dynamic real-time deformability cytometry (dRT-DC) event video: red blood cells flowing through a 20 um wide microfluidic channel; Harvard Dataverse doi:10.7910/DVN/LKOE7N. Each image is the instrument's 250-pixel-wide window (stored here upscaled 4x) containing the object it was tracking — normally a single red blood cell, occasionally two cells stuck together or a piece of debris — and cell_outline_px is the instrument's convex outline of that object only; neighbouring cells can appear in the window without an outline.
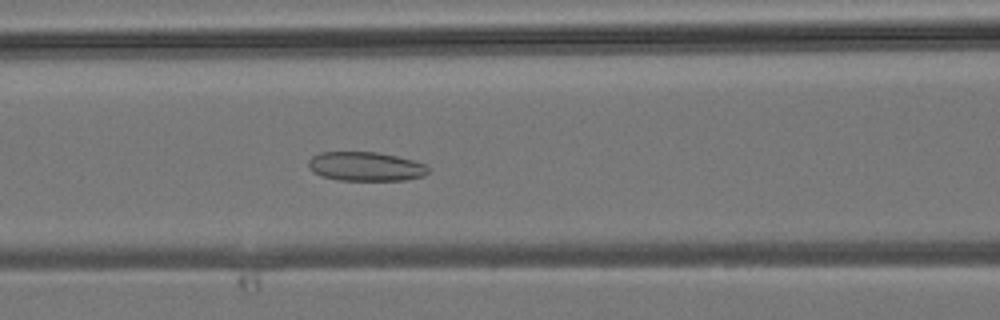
{"species": "common noctule bat (a hibernating species)", "species_latin": "Nyctalus noctula", "temperature_condition": "room temperature", "stored_images_in_passage": 37, "camera_frame_rate_fps": 3000, "um_per_image_px": 0.085, "animal": {"sex": "male", "body_mass_g": 19.2, "forearm_length_mm": 51.8}, "frame": {"image": 1, "passage_image": 18, "time_ms": 5.667, "image_size_px": [1000, 320], "cell_outline_px": [[432, 168], [424, 176], [404, 180], [340, 180], [324, 176], [312, 172], [308, 164], [308, 160], [312, 156], [320, 152], [376, 152], [396, 156], [412, 160], [424, 164]], "centroid_in_image_um": [31.09, 14.15], "position_along_channel_um": 135.5, "area_um2": 20.29}}
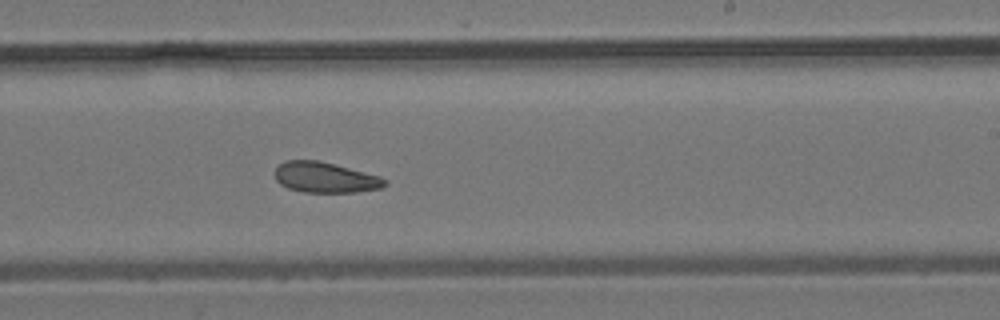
{"frame": {"image": 2, "passage_image": 26, "time_ms": 8.333, "image_size_px": [1000, 320], "cell_outline_px": [[388, 184], [380, 188], [356, 192], [304, 192], [288, 188], [280, 184], [276, 180], [276, 168], [284, 160], [320, 160], [380, 176], [388, 180]], "centroid_in_image_um": [27.66, 15.08], "position_along_channel_um": 261.3, "area_um2": 19.59}}
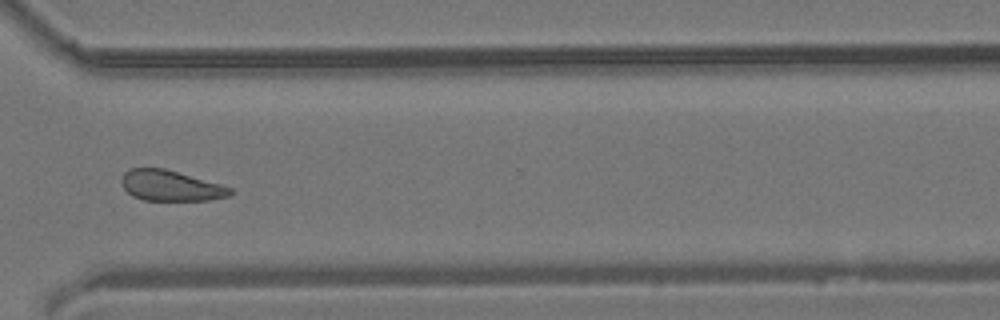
{"frame": {"image": 3, "passage_image": 32, "time_ms": 10.333, "image_size_px": [1000, 320], "cell_outline_px": [[232, 192], [228, 196], [208, 200], [144, 200], [132, 196], [120, 184], [120, 180], [124, 172], [128, 168], [164, 168], [220, 184], [232, 188]], "centroid_in_image_um": [14.45, 15.78], "position_along_channel_um": 356.2, "area_um2": 19.31}}